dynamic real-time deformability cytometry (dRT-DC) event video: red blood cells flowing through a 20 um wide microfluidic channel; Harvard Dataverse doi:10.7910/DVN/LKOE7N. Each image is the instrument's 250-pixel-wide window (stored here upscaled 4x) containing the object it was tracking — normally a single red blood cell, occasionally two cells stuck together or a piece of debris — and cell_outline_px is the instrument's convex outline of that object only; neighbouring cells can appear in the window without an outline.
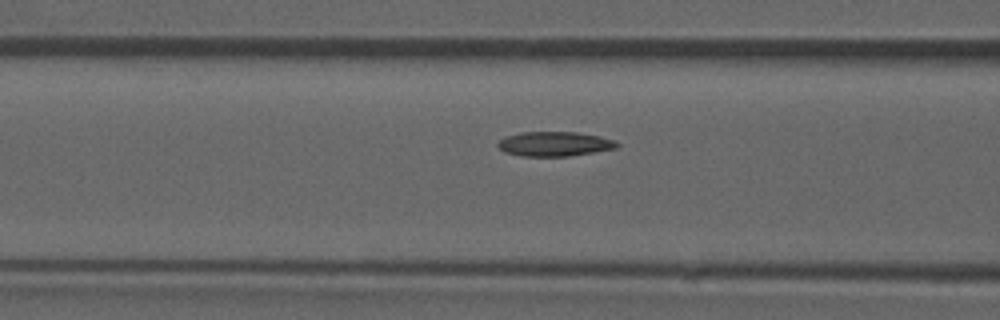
{"species": "common noctule bat (a hibernating species)", "species_latin": "Nyctalus noctula", "temperature_condition": "room temperature", "stored_images_in_passage": 49, "camera_frame_rate_fps": 3000, "um_per_image_px": 0.085, "animal": {"sex": "male", "forearm_length_mm": 52.5}, "frame": {"image": 1, "passage_image": 21, "time_ms": 6.667, "image_size_px": [1000, 320], "cell_outline_px": [[620, 144], [616, 148], [568, 156], [520, 156], [504, 152], [496, 144], [504, 136], [520, 132], [576, 132], [600, 136], [616, 140]], "centroid_in_image_um": [47.12, 12.22], "position_along_channel_um": 119.5, "area_um2": 17.11}}
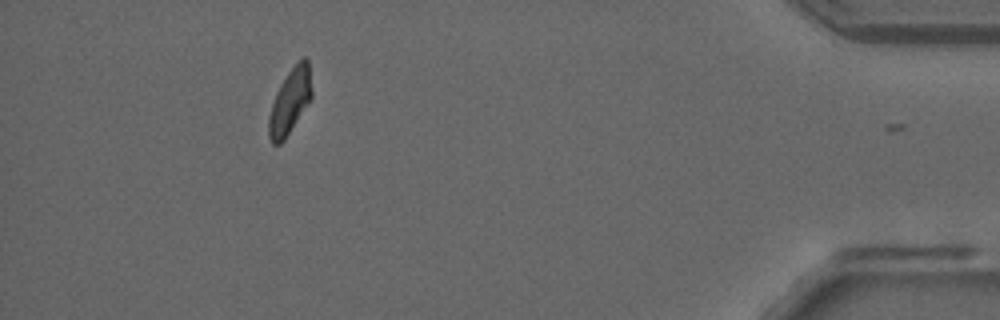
{"frame": {"image": 2, "passage_image": 48, "time_ms": 15.667, "image_size_px": [1000, 320], "cell_outline_px": [[312, 96], [308, 104], [284, 140], [280, 144], [272, 144], [268, 136], [268, 116], [276, 92], [280, 84], [288, 72], [304, 56], [308, 60], [312, 88]], "centroid_in_image_um": [24.64, 8.63], "position_along_channel_um": 410.6, "area_um2": 16.24}, "authors_computed_cell_mechanics": {"area_um2": 17.1088, "velocity_mm_per_s": 3.8967, "shape_relaxation_time_tau1_ms": 9.9495, "shape_relaxation_time_tau2_ms": null, "deformation_change_tau1": 0.2237, "deformation_change_tau2": null}}